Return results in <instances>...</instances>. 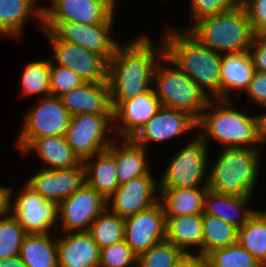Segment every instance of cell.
Masks as SVG:
<instances>
[{"label":"cell","mask_w":266,"mask_h":267,"mask_svg":"<svg viewBox=\"0 0 266 267\" xmlns=\"http://www.w3.org/2000/svg\"><path fill=\"white\" fill-rule=\"evenodd\" d=\"M35 7L32 0H0V34L17 39L33 10L42 21V15Z\"/></svg>","instance_id":"4dcf8cb0"},{"label":"cell","mask_w":266,"mask_h":267,"mask_svg":"<svg viewBox=\"0 0 266 267\" xmlns=\"http://www.w3.org/2000/svg\"><path fill=\"white\" fill-rule=\"evenodd\" d=\"M50 62L49 84L52 96H62L80 86L84 81L72 70Z\"/></svg>","instance_id":"f35d334b"},{"label":"cell","mask_w":266,"mask_h":267,"mask_svg":"<svg viewBox=\"0 0 266 267\" xmlns=\"http://www.w3.org/2000/svg\"><path fill=\"white\" fill-rule=\"evenodd\" d=\"M193 129L198 127L197 121L192 116L182 111L161 107L132 140L146 148L149 142H165Z\"/></svg>","instance_id":"d6986e66"},{"label":"cell","mask_w":266,"mask_h":267,"mask_svg":"<svg viewBox=\"0 0 266 267\" xmlns=\"http://www.w3.org/2000/svg\"><path fill=\"white\" fill-rule=\"evenodd\" d=\"M58 267H99L100 248L88 232L57 238Z\"/></svg>","instance_id":"44dd1931"},{"label":"cell","mask_w":266,"mask_h":267,"mask_svg":"<svg viewBox=\"0 0 266 267\" xmlns=\"http://www.w3.org/2000/svg\"><path fill=\"white\" fill-rule=\"evenodd\" d=\"M42 30H50L59 40L77 44L102 56L108 63L119 44L109 34L113 24L84 25L76 22H42Z\"/></svg>","instance_id":"7c38bea8"},{"label":"cell","mask_w":266,"mask_h":267,"mask_svg":"<svg viewBox=\"0 0 266 267\" xmlns=\"http://www.w3.org/2000/svg\"><path fill=\"white\" fill-rule=\"evenodd\" d=\"M26 183L45 199L59 204L85 183L84 164L69 169L43 167Z\"/></svg>","instance_id":"ac0fdd59"},{"label":"cell","mask_w":266,"mask_h":267,"mask_svg":"<svg viewBox=\"0 0 266 267\" xmlns=\"http://www.w3.org/2000/svg\"><path fill=\"white\" fill-rule=\"evenodd\" d=\"M154 45L142 35L127 45L118 44L108 63L111 101H127L152 88L155 65L164 56L163 41Z\"/></svg>","instance_id":"6da1fadb"},{"label":"cell","mask_w":266,"mask_h":267,"mask_svg":"<svg viewBox=\"0 0 266 267\" xmlns=\"http://www.w3.org/2000/svg\"><path fill=\"white\" fill-rule=\"evenodd\" d=\"M193 20L216 16L240 5V0H190Z\"/></svg>","instance_id":"ab89813d"},{"label":"cell","mask_w":266,"mask_h":267,"mask_svg":"<svg viewBox=\"0 0 266 267\" xmlns=\"http://www.w3.org/2000/svg\"><path fill=\"white\" fill-rule=\"evenodd\" d=\"M260 149L224 148L210 166L207 188L238 196H251L259 170Z\"/></svg>","instance_id":"5b68a950"},{"label":"cell","mask_w":266,"mask_h":267,"mask_svg":"<svg viewBox=\"0 0 266 267\" xmlns=\"http://www.w3.org/2000/svg\"><path fill=\"white\" fill-rule=\"evenodd\" d=\"M165 240L180 248L187 256H194L193 252H189L190 247L198 246L195 256L203 259V214L166 217Z\"/></svg>","instance_id":"cb8c5ba5"},{"label":"cell","mask_w":266,"mask_h":267,"mask_svg":"<svg viewBox=\"0 0 266 267\" xmlns=\"http://www.w3.org/2000/svg\"><path fill=\"white\" fill-rule=\"evenodd\" d=\"M47 234H27L19 257L27 267H58L57 237Z\"/></svg>","instance_id":"f1b7e54d"},{"label":"cell","mask_w":266,"mask_h":267,"mask_svg":"<svg viewBox=\"0 0 266 267\" xmlns=\"http://www.w3.org/2000/svg\"><path fill=\"white\" fill-rule=\"evenodd\" d=\"M0 267H27V266L18 255L1 260Z\"/></svg>","instance_id":"bcb514c9"},{"label":"cell","mask_w":266,"mask_h":267,"mask_svg":"<svg viewBox=\"0 0 266 267\" xmlns=\"http://www.w3.org/2000/svg\"><path fill=\"white\" fill-rule=\"evenodd\" d=\"M207 267H263L238 242L209 252L203 259Z\"/></svg>","instance_id":"836d02e7"},{"label":"cell","mask_w":266,"mask_h":267,"mask_svg":"<svg viewBox=\"0 0 266 267\" xmlns=\"http://www.w3.org/2000/svg\"><path fill=\"white\" fill-rule=\"evenodd\" d=\"M186 257L180 248L164 240L141 253L137 258V267H176Z\"/></svg>","instance_id":"e575fe53"},{"label":"cell","mask_w":266,"mask_h":267,"mask_svg":"<svg viewBox=\"0 0 266 267\" xmlns=\"http://www.w3.org/2000/svg\"><path fill=\"white\" fill-rule=\"evenodd\" d=\"M251 197L221 194L208 189L204 198L203 214L219 217L240 229L256 211L246 207Z\"/></svg>","instance_id":"603a6c76"},{"label":"cell","mask_w":266,"mask_h":267,"mask_svg":"<svg viewBox=\"0 0 266 267\" xmlns=\"http://www.w3.org/2000/svg\"><path fill=\"white\" fill-rule=\"evenodd\" d=\"M189 28L187 31L200 43L219 54L249 51L256 35L241 4L216 16L202 18Z\"/></svg>","instance_id":"277c9868"},{"label":"cell","mask_w":266,"mask_h":267,"mask_svg":"<svg viewBox=\"0 0 266 267\" xmlns=\"http://www.w3.org/2000/svg\"><path fill=\"white\" fill-rule=\"evenodd\" d=\"M162 60L169 66L157 62L153 73L162 107L185 112L198 121L210 98L165 55Z\"/></svg>","instance_id":"8992f818"},{"label":"cell","mask_w":266,"mask_h":267,"mask_svg":"<svg viewBox=\"0 0 266 267\" xmlns=\"http://www.w3.org/2000/svg\"><path fill=\"white\" fill-rule=\"evenodd\" d=\"M124 240L137 257L165 240L166 214L159 200L146 210L124 218Z\"/></svg>","instance_id":"9a60e30c"},{"label":"cell","mask_w":266,"mask_h":267,"mask_svg":"<svg viewBox=\"0 0 266 267\" xmlns=\"http://www.w3.org/2000/svg\"><path fill=\"white\" fill-rule=\"evenodd\" d=\"M248 52L255 71L266 73V34L255 35Z\"/></svg>","instance_id":"7bdbcfd3"},{"label":"cell","mask_w":266,"mask_h":267,"mask_svg":"<svg viewBox=\"0 0 266 267\" xmlns=\"http://www.w3.org/2000/svg\"><path fill=\"white\" fill-rule=\"evenodd\" d=\"M237 242L266 267V211H257L238 229Z\"/></svg>","instance_id":"f546056e"},{"label":"cell","mask_w":266,"mask_h":267,"mask_svg":"<svg viewBox=\"0 0 266 267\" xmlns=\"http://www.w3.org/2000/svg\"><path fill=\"white\" fill-rule=\"evenodd\" d=\"M83 164L85 182L107 200L119 186L115 158L105 150L86 158Z\"/></svg>","instance_id":"4316f807"},{"label":"cell","mask_w":266,"mask_h":267,"mask_svg":"<svg viewBox=\"0 0 266 267\" xmlns=\"http://www.w3.org/2000/svg\"><path fill=\"white\" fill-rule=\"evenodd\" d=\"M238 229L219 217L203 214V258L211 251L237 243Z\"/></svg>","instance_id":"1f68e13d"},{"label":"cell","mask_w":266,"mask_h":267,"mask_svg":"<svg viewBox=\"0 0 266 267\" xmlns=\"http://www.w3.org/2000/svg\"><path fill=\"white\" fill-rule=\"evenodd\" d=\"M36 151L48 169H69L79 166L82 161L74 153L65 136H47L35 138L24 153Z\"/></svg>","instance_id":"484cf974"},{"label":"cell","mask_w":266,"mask_h":267,"mask_svg":"<svg viewBox=\"0 0 266 267\" xmlns=\"http://www.w3.org/2000/svg\"><path fill=\"white\" fill-rule=\"evenodd\" d=\"M260 143L266 142V113L259 115Z\"/></svg>","instance_id":"7dc6e473"},{"label":"cell","mask_w":266,"mask_h":267,"mask_svg":"<svg viewBox=\"0 0 266 267\" xmlns=\"http://www.w3.org/2000/svg\"><path fill=\"white\" fill-rule=\"evenodd\" d=\"M88 233L101 249L124 240V218L106 208L92 222Z\"/></svg>","instance_id":"d6a6232c"},{"label":"cell","mask_w":266,"mask_h":267,"mask_svg":"<svg viewBox=\"0 0 266 267\" xmlns=\"http://www.w3.org/2000/svg\"><path fill=\"white\" fill-rule=\"evenodd\" d=\"M176 267H207L202 259L197 256H187L179 265Z\"/></svg>","instance_id":"f6af8a7d"},{"label":"cell","mask_w":266,"mask_h":267,"mask_svg":"<svg viewBox=\"0 0 266 267\" xmlns=\"http://www.w3.org/2000/svg\"><path fill=\"white\" fill-rule=\"evenodd\" d=\"M49 71V60L33 61L27 64L21 77L22 94L24 96L44 94L43 97L51 95Z\"/></svg>","instance_id":"d590c367"},{"label":"cell","mask_w":266,"mask_h":267,"mask_svg":"<svg viewBox=\"0 0 266 267\" xmlns=\"http://www.w3.org/2000/svg\"><path fill=\"white\" fill-rule=\"evenodd\" d=\"M53 46L55 61L74 71L84 82L108 81V62L100 55L77 44L59 40L50 30H43Z\"/></svg>","instance_id":"4fadbf2b"},{"label":"cell","mask_w":266,"mask_h":267,"mask_svg":"<svg viewBox=\"0 0 266 267\" xmlns=\"http://www.w3.org/2000/svg\"><path fill=\"white\" fill-rule=\"evenodd\" d=\"M32 1H33L34 6H35V5H36V4H35L36 0H32ZM56 1H57V0H50V2H51L50 5L52 6Z\"/></svg>","instance_id":"c3c4849f"},{"label":"cell","mask_w":266,"mask_h":267,"mask_svg":"<svg viewBox=\"0 0 266 267\" xmlns=\"http://www.w3.org/2000/svg\"><path fill=\"white\" fill-rule=\"evenodd\" d=\"M9 189L0 186V217L9 212Z\"/></svg>","instance_id":"ee69618b"},{"label":"cell","mask_w":266,"mask_h":267,"mask_svg":"<svg viewBox=\"0 0 266 267\" xmlns=\"http://www.w3.org/2000/svg\"><path fill=\"white\" fill-rule=\"evenodd\" d=\"M113 121V114L71 116L65 137L82 162L108 149L112 141L107 134L114 132Z\"/></svg>","instance_id":"9c48e42d"},{"label":"cell","mask_w":266,"mask_h":267,"mask_svg":"<svg viewBox=\"0 0 266 267\" xmlns=\"http://www.w3.org/2000/svg\"><path fill=\"white\" fill-rule=\"evenodd\" d=\"M212 99H209L197 121L201 131L198 135L206 145L210 137L220 141L224 148L259 149L255 146L260 143L259 115L250 116L247 111L244 114L234 110L231 100L217 99L216 102ZM216 105L220 107H214Z\"/></svg>","instance_id":"3957f363"},{"label":"cell","mask_w":266,"mask_h":267,"mask_svg":"<svg viewBox=\"0 0 266 267\" xmlns=\"http://www.w3.org/2000/svg\"><path fill=\"white\" fill-rule=\"evenodd\" d=\"M39 103L30 108L24 117L17 145L23 151L35 138L65 136L71 114L62 104L60 97H41Z\"/></svg>","instance_id":"ba28073f"},{"label":"cell","mask_w":266,"mask_h":267,"mask_svg":"<svg viewBox=\"0 0 266 267\" xmlns=\"http://www.w3.org/2000/svg\"><path fill=\"white\" fill-rule=\"evenodd\" d=\"M12 188L9 189V212L23 227L27 234L51 233L58 221L59 204L45 199L27 183L12 203Z\"/></svg>","instance_id":"30bf717a"},{"label":"cell","mask_w":266,"mask_h":267,"mask_svg":"<svg viewBox=\"0 0 266 267\" xmlns=\"http://www.w3.org/2000/svg\"><path fill=\"white\" fill-rule=\"evenodd\" d=\"M255 68L248 51L221 54L220 99L230 100L233 89L247 90L253 79Z\"/></svg>","instance_id":"7402d4cb"},{"label":"cell","mask_w":266,"mask_h":267,"mask_svg":"<svg viewBox=\"0 0 266 267\" xmlns=\"http://www.w3.org/2000/svg\"><path fill=\"white\" fill-rule=\"evenodd\" d=\"M117 0H57L37 7L41 22H76L84 25L113 24Z\"/></svg>","instance_id":"8fae6325"},{"label":"cell","mask_w":266,"mask_h":267,"mask_svg":"<svg viewBox=\"0 0 266 267\" xmlns=\"http://www.w3.org/2000/svg\"><path fill=\"white\" fill-rule=\"evenodd\" d=\"M208 188H166L160 192L166 217L203 214L204 198Z\"/></svg>","instance_id":"83f0119b"},{"label":"cell","mask_w":266,"mask_h":267,"mask_svg":"<svg viewBox=\"0 0 266 267\" xmlns=\"http://www.w3.org/2000/svg\"><path fill=\"white\" fill-rule=\"evenodd\" d=\"M208 145L198 135L195 139L182 148L163 171L159 190L166 188H198L201 182L208 186L209 173L206 174L208 165ZM207 175V176H206ZM206 176V177H205Z\"/></svg>","instance_id":"52a82bcc"},{"label":"cell","mask_w":266,"mask_h":267,"mask_svg":"<svg viewBox=\"0 0 266 267\" xmlns=\"http://www.w3.org/2000/svg\"><path fill=\"white\" fill-rule=\"evenodd\" d=\"M111 104L115 120L113 123L117 122L113 126L114 132L122 135V139H132L162 107L154 87L133 99L111 101Z\"/></svg>","instance_id":"2e32d148"},{"label":"cell","mask_w":266,"mask_h":267,"mask_svg":"<svg viewBox=\"0 0 266 267\" xmlns=\"http://www.w3.org/2000/svg\"><path fill=\"white\" fill-rule=\"evenodd\" d=\"M137 258L123 240L100 249L99 267H137Z\"/></svg>","instance_id":"74e56055"},{"label":"cell","mask_w":266,"mask_h":267,"mask_svg":"<svg viewBox=\"0 0 266 267\" xmlns=\"http://www.w3.org/2000/svg\"><path fill=\"white\" fill-rule=\"evenodd\" d=\"M106 208L107 200L85 182L59 203L58 217L63 233L88 232L92 222Z\"/></svg>","instance_id":"5bb4252c"},{"label":"cell","mask_w":266,"mask_h":267,"mask_svg":"<svg viewBox=\"0 0 266 267\" xmlns=\"http://www.w3.org/2000/svg\"><path fill=\"white\" fill-rule=\"evenodd\" d=\"M245 93L249 101L266 107V73L255 71Z\"/></svg>","instance_id":"b9f144b4"},{"label":"cell","mask_w":266,"mask_h":267,"mask_svg":"<svg viewBox=\"0 0 266 267\" xmlns=\"http://www.w3.org/2000/svg\"><path fill=\"white\" fill-rule=\"evenodd\" d=\"M5 216L0 217V261L18 256L21 244L27 235L11 212Z\"/></svg>","instance_id":"8d00e7d4"},{"label":"cell","mask_w":266,"mask_h":267,"mask_svg":"<svg viewBox=\"0 0 266 267\" xmlns=\"http://www.w3.org/2000/svg\"><path fill=\"white\" fill-rule=\"evenodd\" d=\"M62 104L73 115L113 114L108 81L84 82L60 96Z\"/></svg>","instance_id":"ffe728a7"},{"label":"cell","mask_w":266,"mask_h":267,"mask_svg":"<svg viewBox=\"0 0 266 267\" xmlns=\"http://www.w3.org/2000/svg\"><path fill=\"white\" fill-rule=\"evenodd\" d=\"M254 33L266 34V0H241Z\"/></svg>","instance_id":"60d3db41"},{"label":"cell","mask_w":266,"mask_h":267,"mask_svg":"<svg viewBox=\"0 0 266 267\" xmlns=\"http://www.w3.org/2000/svg\"><path fill=\"white\" fill-rule=\"evenodd\" d=\"M157 185L151 173L122 183L107 199V208L122 218L146 210L160 200Z\"/></svg>","instance_id":"e0dca14e"},{"label":"cell","mask_w":266,"mask_h":267,"mask_svg":"<svg viewBox=\"0 0 266 267\" xmlns=\"http://www.w3.org/2000/svg\"><path fill=\"white\" fill-rule=\"evenodd\" d=\"M122 143V144H121ZM120 146L111 143L107 151L115 158L119 185L131 179L149 174L145 157L147 149L132 139H122Z\"/></svg>","instance_id":"d4e9b609"},{"label":"cell","mask_w":266,"mask_h":267,"mask_svg":"<svg viewBox=\"0 0 266 267\" xmlns=\"http://www.w3.org/2000/svg\"><path fill=\"white\" fill-rule=\"evenodd\" d=\"M163 39L164 55L209 97L220 99L221 54L200 43L187 30L169 27Z\"/></svg>","instance_id":"7a4b0ae2"}]
</instances>
